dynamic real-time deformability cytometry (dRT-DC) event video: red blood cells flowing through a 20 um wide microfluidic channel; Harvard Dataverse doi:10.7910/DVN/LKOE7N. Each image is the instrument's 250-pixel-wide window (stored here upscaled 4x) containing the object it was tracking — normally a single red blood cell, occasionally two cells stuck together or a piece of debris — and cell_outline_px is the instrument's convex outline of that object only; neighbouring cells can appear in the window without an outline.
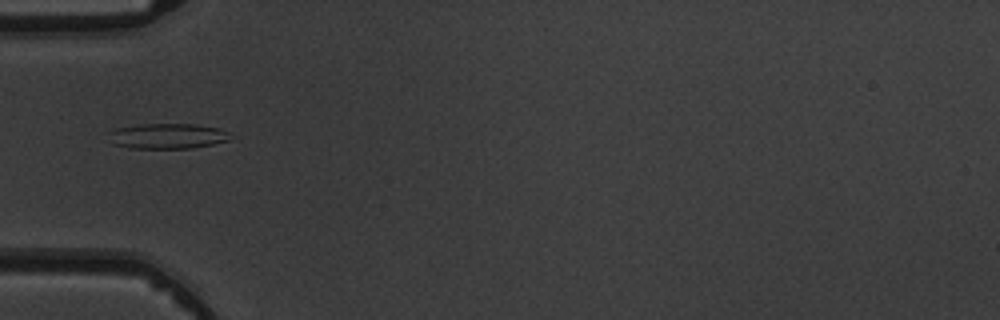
{"species": "common noctule bat (a hibernating species)", "species_latin": "Nyctalus noctula", "temperature_condition": "warm", "stored_images_in_passage": 5, "camera_frame_rate_fps": 3000, "um_per_image_px": 0.085, "animal": {"sex": "male", "body_mass_g": 19.5, "forearm_length_mm": 54.6}, "frame": {"image": 1, "passage_image": 5, "time_ms": 5.333, "image_size_px": [1000, 320], "cell_outline_px": [[228, 140], [212, 144], [192, 148], [128, 148], [112, 144], [108, 132], [116, 128], [140, 124], [196, 124], [220, 128], [228, 132]], "centroid_in_image_um": [14.19, 11.56], "position_along_channel_um": 70.8, "area_um2": 17.92}}